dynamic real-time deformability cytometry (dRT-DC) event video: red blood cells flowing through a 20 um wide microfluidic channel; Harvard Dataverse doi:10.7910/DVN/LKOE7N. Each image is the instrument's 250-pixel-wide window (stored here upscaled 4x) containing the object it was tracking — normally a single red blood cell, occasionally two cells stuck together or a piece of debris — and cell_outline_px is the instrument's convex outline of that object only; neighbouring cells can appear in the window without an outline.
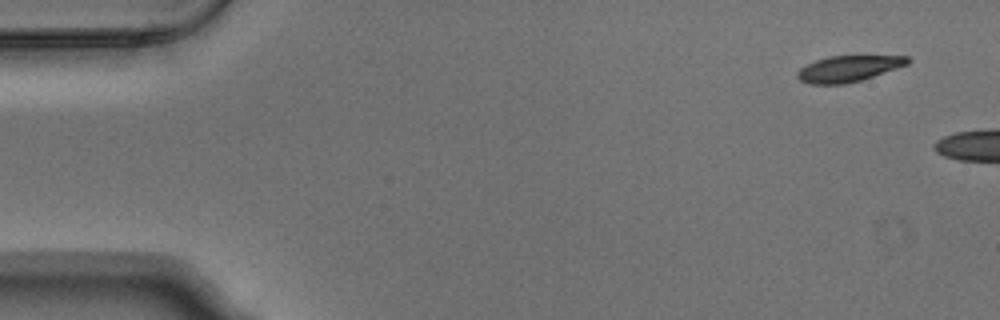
{"species": "Egyptian fruit bat (a non-hibernating species)", "species_latin": "Rousettus aegyptiacus", "temperature_condition": "warm", "stored_images_in_passage": 2, "camera_frame_rate_fps": 3000, "um_per_image_px": 0.085, "animal": {"sex": "male"}, "frame": {"image": 1, "passage_image": 1, "time_ms": 0.0, "image_size_px": [1000, 320], "cell_outline_px": [[912, 60], [908, 64], [860, 80], [844, 84], [812, 84], [800, 80], [796, 76], [796, 72], [800, 68], [816, 60], [828, 56], [908, 56]], "centroid_in_image_um": [72.1, 5.83], "position_along_channel_um": 12.9, "area_um2": 16.53}}